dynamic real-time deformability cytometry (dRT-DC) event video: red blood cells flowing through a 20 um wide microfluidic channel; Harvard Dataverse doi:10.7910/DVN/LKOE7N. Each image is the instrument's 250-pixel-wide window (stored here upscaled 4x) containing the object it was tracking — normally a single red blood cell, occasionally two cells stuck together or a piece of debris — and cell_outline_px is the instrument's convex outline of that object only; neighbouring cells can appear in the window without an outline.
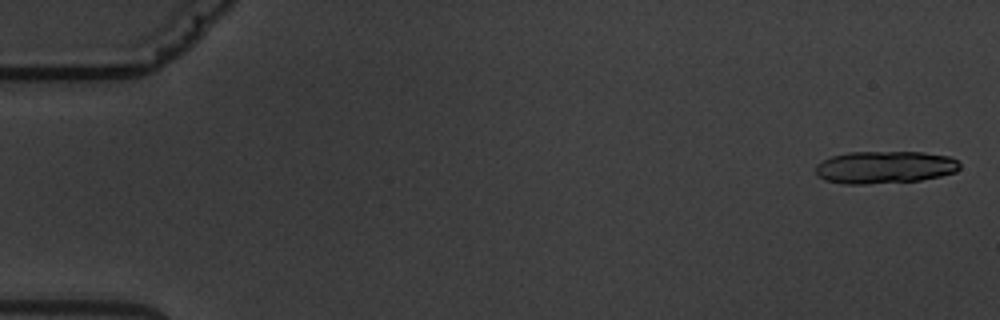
{"species": "common noctule bat (a hibernating species)", "species_latin": "Nyctalus noctula", "temperature_condition": "warm", "stored_images_in_passage": 5, "camera_frame_rate_fps": 3000, "um_per_image_px": 0.085, "animal": {"sex": "male", "body_mass_g": 19.5, "forearm_length_mm": 54.6}, "frame": {"image": 1, "passage_image": 1, "time_ms": 0.0, "image_size_px": [1000, 320], "cell_outline_px": [[960, 168], [956, 172], [940, 176], [920, 180], [864, 184], [844, 184], [824, 180], [816, 172], [816, 164], [832, 156], [848, 152], [924, 152], [948, 156], [956, 160], [960, 164]], "centroid_in_image_um": [75.21, 14.21], "position_along_channel_um": 9.8, "area_um2": 27.17}}